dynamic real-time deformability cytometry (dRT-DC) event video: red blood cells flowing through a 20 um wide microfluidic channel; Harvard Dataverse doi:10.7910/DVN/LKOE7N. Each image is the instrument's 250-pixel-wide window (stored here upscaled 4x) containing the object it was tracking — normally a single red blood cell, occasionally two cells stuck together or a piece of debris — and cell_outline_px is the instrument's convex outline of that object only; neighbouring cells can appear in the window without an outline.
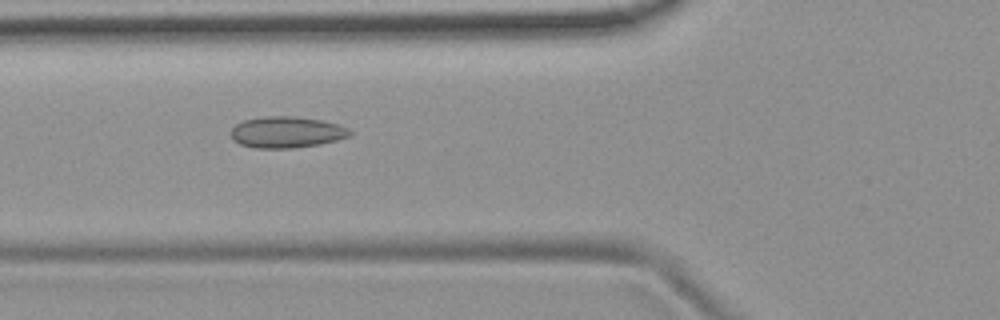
{"species": "common noctule bat (a hibernating species)", "species_latin": "Nyctalus noctula", "temperature_condition": "room temperature", "stored_images_in_passage": 39, "camera_frame_rate_fps": 3000, "um_per_image_px": 0.085, "animal": {"sex": "female", "body_mass_g": 19.9}, "frame": {"image": 1, "passage_image": 6, "time_ms": 1.667, "image_size_px": [1000, 320], "cell_outline_px": [[352, 132], [348, 136], [336, 140], [320, 144], [292, 148], [256, 148], [240, 144], [232, 140], [232, 128], [236, 124], [244, 120], [264, 116], [292, 116], [324, 120], [340, 124], [348, 128]], "centroid_in_image_um": [24.37, 11.23], "position_along_channel_um": 101.4, "area_um2": 21.73}}
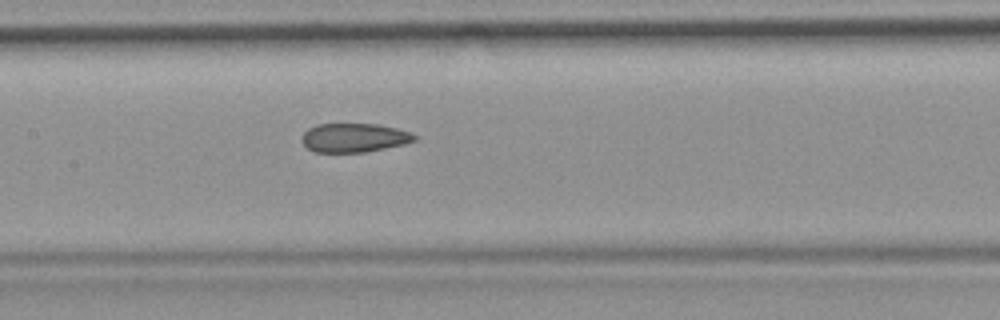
{"frame": {"image": 2, "passage_image": 12, "time_ms": 3.667, "image_size_px": [1000, 320], "cell_outline_px": [[416, 140], [404, 144], [364, 152], [316, 152], [308, 148], [300, 140], [300, 136], [308, 128], [316, 124], [380, 124], [412, 132], [416, 136]], "centroid_in_image_um": [30.08, 11.7], "position_along_channel_um": 177.3, "area_um2": 19.07}, "authors_computed_cell_mechanics": {"area_um2": 20.0566, "velocity_mm_per_s": 3.7834, "shape_relaxation_time_tau1_ms": null, "shape_relaxation_time_tau2_ms": 2.894, "deformation_change_tau1": null, "deformation_change_tau2": 0.0896}}